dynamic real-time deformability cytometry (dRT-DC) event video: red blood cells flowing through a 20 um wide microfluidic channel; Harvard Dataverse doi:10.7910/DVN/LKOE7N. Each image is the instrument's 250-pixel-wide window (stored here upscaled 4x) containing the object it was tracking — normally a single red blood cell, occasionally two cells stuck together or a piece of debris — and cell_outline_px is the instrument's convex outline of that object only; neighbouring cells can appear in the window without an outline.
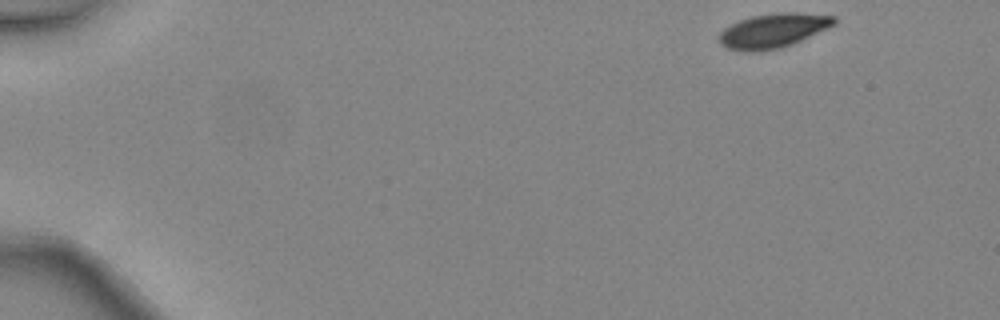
{"species": "common noctule bat (a hibernating species)", "species_latin": "Nyctalus noctula", "temperature_condition": "warm", "stored_images_in_passage": 3, "camera_frame_rate_fps": 3000, "um_per_image_px": 0.085, "animal": {"sex": "female", "body_mass_g": 24.6, "forearm_length_mm": 56.2}, "frame": {"image": 1, "passage_image": 1, "time_ms": 0.0, "image_size_px": [1000, 320], "cell_outline_px": [[836, 24], [792, 44], [780, 48], [756, 52], [744, 52], [728, 48], [720, 44], [720, 32], [724, 28], [740, 20], [752, 16], [780, 12], [796, 12], [836, 16]], "centroid_in_image_um": [65.72, 2.6], "position_along_channel_um": 19.3, "area_um2": 22.95}}